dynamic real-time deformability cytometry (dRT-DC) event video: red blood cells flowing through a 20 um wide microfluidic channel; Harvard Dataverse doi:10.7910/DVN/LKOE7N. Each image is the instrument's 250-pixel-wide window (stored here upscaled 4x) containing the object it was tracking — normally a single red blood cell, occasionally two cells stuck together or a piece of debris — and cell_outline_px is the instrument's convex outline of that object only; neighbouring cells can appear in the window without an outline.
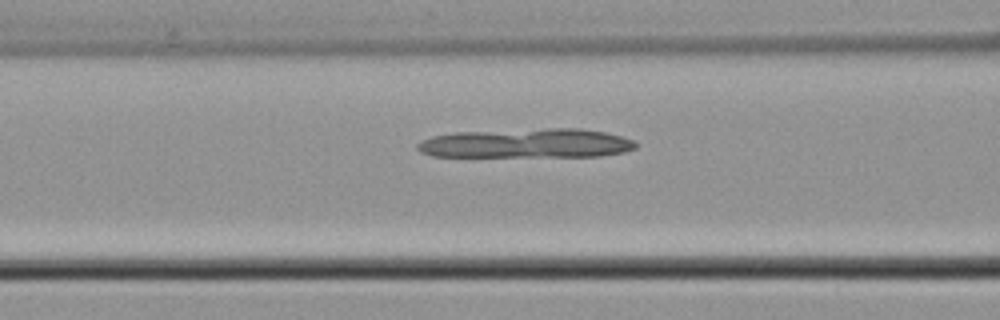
{"species": "common noctule bat (a hibernating species)", "species_latin": "Nyctalus noctula", "temperature_condition": "cold", "stored_images_in_passage": 23, "camera_frame_rate_fps": 3000, "um_per_image_px": 0.085, "animal": {"sex": "male", "body_mass_g": 21.5, "forearm_length_mm": 52.0}, "frame": {"image": 1, "passage_image": 8, "time_ms": 2.333, "image_size_px": [1000, 320], "cell_outline_px": [[636, 148], [624, 152], [600, 156], [432, 156], [420, 152], [416, 148], [416, 144], [420, 140], [432, 136], [456, 132], [548, 128], [580, 128], [604, 132], [636, 140]], "centroid_in_image_um": [44.75, 12.18], "position_along_channel_um": 121.9, "area_um2": 37.45}}
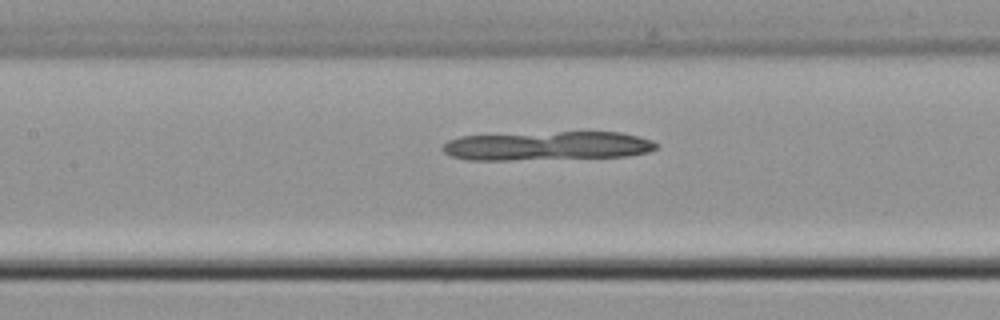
{"frame": {"image": 2, "passage_image": 11, "time_ms": 3.333, "image_size_px": [1000, 320], "cell_outline_px": [[656, 148], [648, 152], [628, 156], [512, 160], [464, 160], [452, 156], [444, 152], [440, 148], [448, 140], [460, 136], [560, 132], [620, 132], [640, 136], [652, 140], [656, 144]], "centroid_in_image_um": [46.5, 12.4], "position_along_channel_um": 160.9, "area_um2": 36.01}}
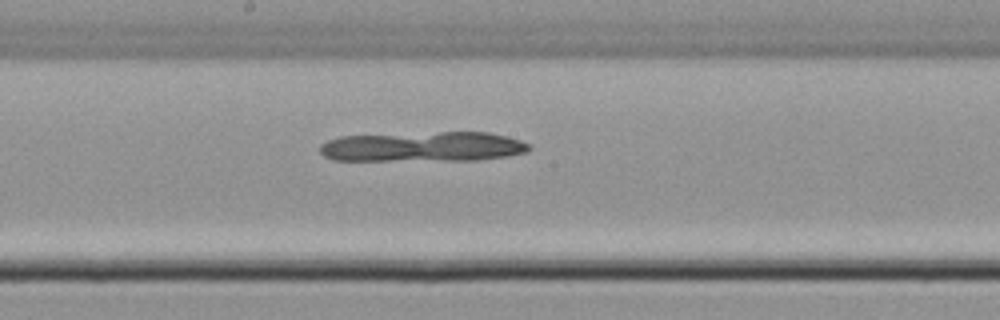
{"frame": {"image": 3, "passage_image": 15, "time_ms": 4.667, "image_size_px": [1000, 320], "cell_outline_px": [[532, 148], [528, 152], [508, 156], [472, 160], [332, 160], [324, 156], [320, 152], [320, 144], [328, 140], [340, 136], [440, 132], [488, 132], [520, 140], [532, 144]], "centroid_in_image_um": [35.98, 12.47], "position_along_channel_um": 212.2, "area_um2": 36.59}}